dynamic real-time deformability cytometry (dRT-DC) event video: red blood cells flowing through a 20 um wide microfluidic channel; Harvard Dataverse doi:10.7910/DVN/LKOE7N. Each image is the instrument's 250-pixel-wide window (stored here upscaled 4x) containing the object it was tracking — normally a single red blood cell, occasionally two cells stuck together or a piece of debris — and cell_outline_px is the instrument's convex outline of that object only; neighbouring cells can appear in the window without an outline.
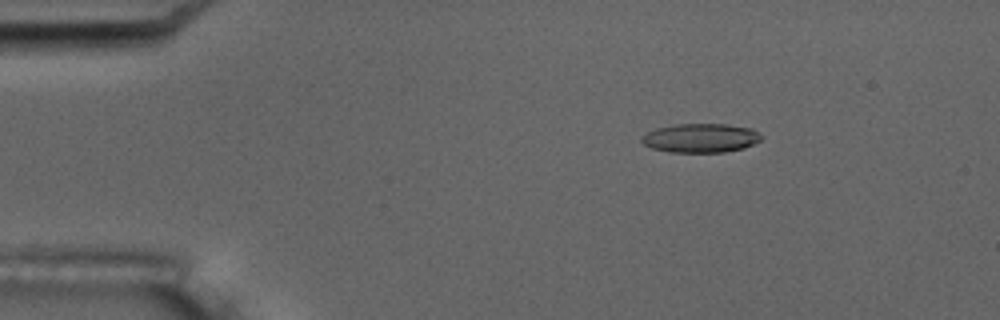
{"species": "common noctule bat (a hibernating species)", "species_latin": "Nyctalus noctula", "temperature_condition": "room temperature", "stored_images_in_passage": 15, "camera_frame_rate_fps": 3000, "um_per_image_px": 0.085, "animal": {"sex": "male", "body_mass_g": 17.5, "forearm_length_mm": 52.3}, "frame": {"image": 1, "passage_image": 3, "time_ms": 2.333, "image_size_px": [1000, 320], "cell_outline_px": [[764, 136], [760, 140], [744, 148], [724, 152], [668, 152], [652, 148], [644, 144], [640, 140], [648, 132], [656, 128], [676, 124], [728, 124], [752, 128], [760, 132]], "centroid_in_image_um": [59.6, 11.73], "position_along_channel_um": 25.4, "area_um2": 20.29}, "authors_computed_cell_mechanics": {"area_um2": 20.519, "velocity_mm_per_s": 3.5341, "shape_relaxation_time_tau1_ms": null, "shape_relaxation_time_tau2_ms": 5.1868, "deformation_change_tau1": null, "deformation_change_tau2": 0.1451}}